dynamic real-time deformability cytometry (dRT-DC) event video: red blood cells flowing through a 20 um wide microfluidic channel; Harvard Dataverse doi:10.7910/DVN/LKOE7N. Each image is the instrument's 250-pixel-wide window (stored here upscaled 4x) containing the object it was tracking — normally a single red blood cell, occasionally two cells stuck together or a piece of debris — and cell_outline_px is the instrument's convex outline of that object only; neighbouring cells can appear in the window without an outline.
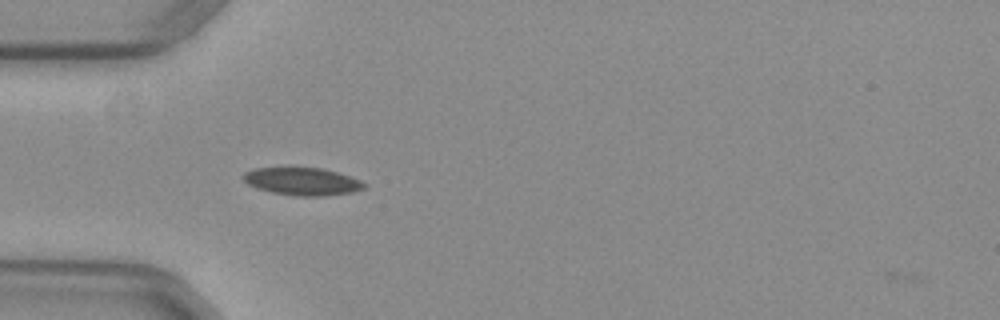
{"species": "common noctule bat (a hibernating species)", "species_latin": "Nyctalus noctula", "temperature_condition": "warm", "stored_images_in_passage": 3, "camera_frame_rate_fps": 3000, "um_per_image_px": 0.085, "animal": {"sex": "female", "body_mass_g": 29.2, "forearm_length_mm": 56.3}, "frame": {"image": 1, "passage_image": 2, "time_ms": 0.333, "image_size_px": [1000, 320], "cell_outline_px": [[364, 188], [352, 192], [324, 196], [292, 196], [272, 192], [256, 188], [248, 184], [240, 176], [244, 172], [252, 168], [320, 168], [336, 172], [360, 180], [364, 184]], "centroid_in_image_um": [25.63, 15.43], "position_along_channel_um": 59.4, "area_um2": 19.36}}